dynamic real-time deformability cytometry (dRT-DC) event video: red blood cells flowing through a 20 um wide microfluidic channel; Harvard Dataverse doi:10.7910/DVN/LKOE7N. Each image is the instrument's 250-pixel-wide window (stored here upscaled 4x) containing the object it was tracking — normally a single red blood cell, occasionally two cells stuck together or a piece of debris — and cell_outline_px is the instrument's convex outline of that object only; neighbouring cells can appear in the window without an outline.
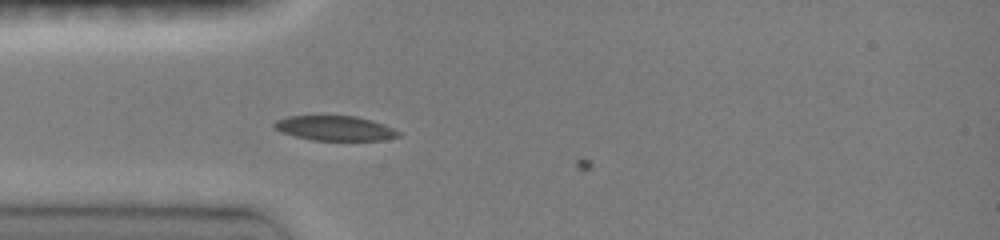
{"species": "common noctule bat (a hibernating species)", "species_latin": "Nyctalus noctula", "temperature_condition": "room temperature", "stored_images_in_passage": 9, "camera_frame_rate_fps": 3000, "um_per_image_px": 0.085, "animal": {"sex": "female", "body_mass_g": 19.0, "forearm_length_mm": 51.5}, "frame": {"image": 1, "passage_image": 8, "time_ms": 2.0, "image_size_px": [1000, 240], "cell_outline_px": [[400, 136], [384, 140], [312, 140], [280, 132], [272, 124], [276, 120], [288, 116], [356, 116], [372, 120], [384, 124], [400, 132]], "centroid_in_image_um": [28.48, 10.9], "position_along_channel_um": 56.5, "area_um2": 17.86}}